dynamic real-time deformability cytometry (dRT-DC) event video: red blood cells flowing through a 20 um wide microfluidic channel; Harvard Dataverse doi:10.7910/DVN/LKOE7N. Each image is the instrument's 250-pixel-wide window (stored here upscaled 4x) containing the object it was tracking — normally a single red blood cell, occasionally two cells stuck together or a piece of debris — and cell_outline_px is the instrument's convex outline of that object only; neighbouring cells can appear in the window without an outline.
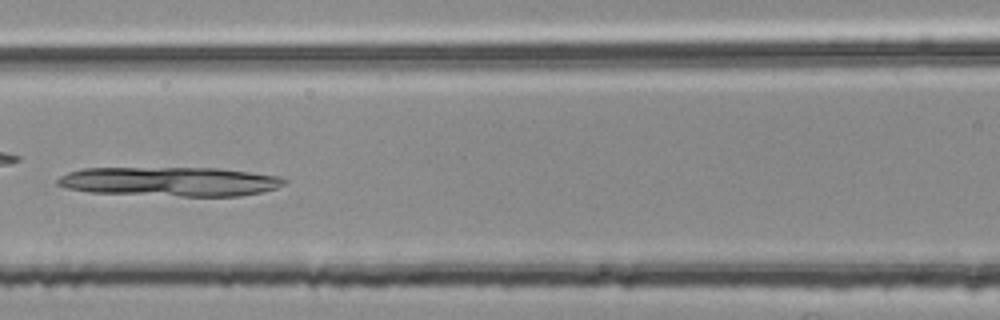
{"species": "common noctule bat (a hibernating species)", "species_latin": "Nyctalus noctula", "temperature_condition": "room temperature", "stored_images_in_passage": 8, "camera_frame_rate_fps": 3000, "um_per_image_px": 0.085, "animal": {"sex": "female", "body_mass_g": 25.1}, "frame": {"image": 1, "passage_image": 7, "time_ms": 2.0, "image_size_px": [1000, 320], "cell_outline_px": [[288, 180], [284, 184], [276, 188], [260, 192], [240, 196], [180, 196], [88, 192], [68, 188], [56, 184], [56, 180], [60, 176], [68, 172], [84, 168], [220, 168], [280, 176]], "centroid_in_image_um": [14.46, 15.43], "position_along_channel_um": 152.1, "area_um2": 38.73}}
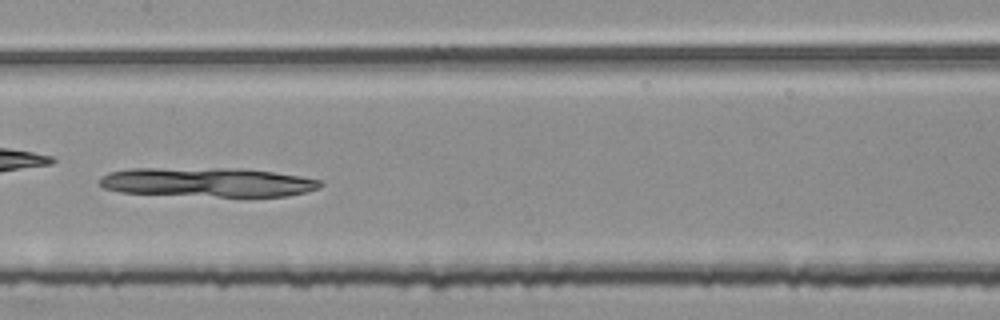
{"frame": {"image": 2, "passage_image": 8, "time_ms": 2.333, "image_size_px": [1000, 320], "cell_outline_px": [[324, 184], [320, 188], [308, 192], [288, 196], [216, 196], [120, 192], [104, 188], [100, 184], [100, 176], [108, 172], [132, 168], [240, 168], [272, 172], [300, 176], [324, 180]], "centroid_in_image_um": [17.69, 15.48], "position_along_channel_um": 189.7, "area_um2": 37.74}}